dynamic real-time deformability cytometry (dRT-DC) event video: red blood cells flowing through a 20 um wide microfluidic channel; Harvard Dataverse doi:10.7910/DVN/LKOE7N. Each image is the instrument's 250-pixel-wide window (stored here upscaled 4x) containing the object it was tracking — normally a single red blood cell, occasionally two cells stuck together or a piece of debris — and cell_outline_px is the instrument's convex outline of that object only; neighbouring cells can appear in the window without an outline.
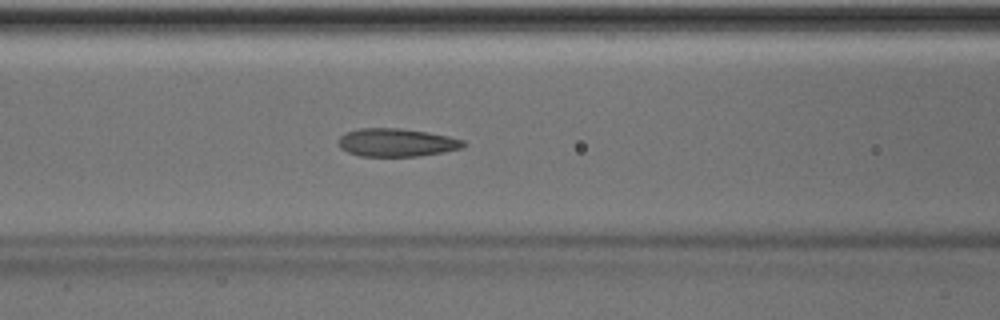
{"species": "Egyptian fruit bat (a non-hibernating species)", "species_latin": "Rousettus aegyptiacus", "temperature_condition": "room temperature", "stored_images_in_passage": 40, "camera_frame_rate_fps": 3000, "um_per_image_px": 0.085, "animal": {"sex": "male"}, "frame": {"image": 1, "passage_image": 11, "time_ms": 3.333, "image_size_px": [1000, 320], "cell_outline_px": [[468, 144], [460, 148], [444, 152], [416, 156], [360, 156], [348, 152], [340, 148], [340, 136], [348, 132], [360, 128], [400, 128], [428, 132], [448, 136], [464, 140]], "centroid_in_image_um": [33.74, 12.11], "position_along_channel_um": 132.9, "area_um2": 20.35}}
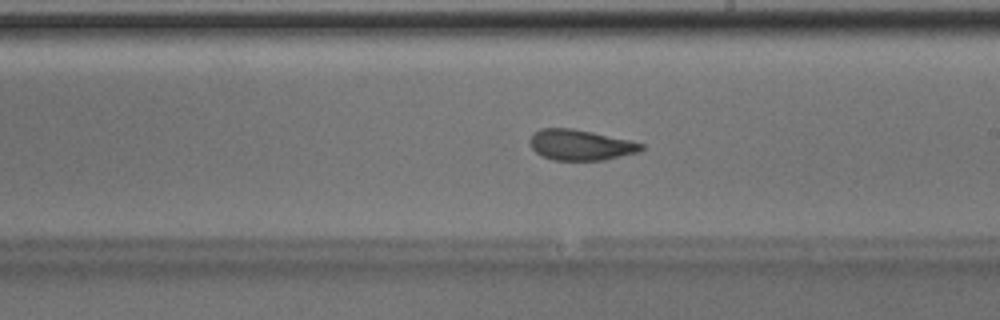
{"frame": {"image": 2, "passage_image": 19, "time_ms": 6.0, "image_size_px": [1000, 320], "cell_outline_px": [[644, 148], [640, 152], [604, 160], [552, 160], [540, 156], [532, 148], [528, 140], [532, 132], [540, 128], [572, 128], [632, 140], [644, 144]], "centroid_in_image_um": [49.33, 12.32], "position_along_channel_um": 239.7, "area_um2": 20.23}}
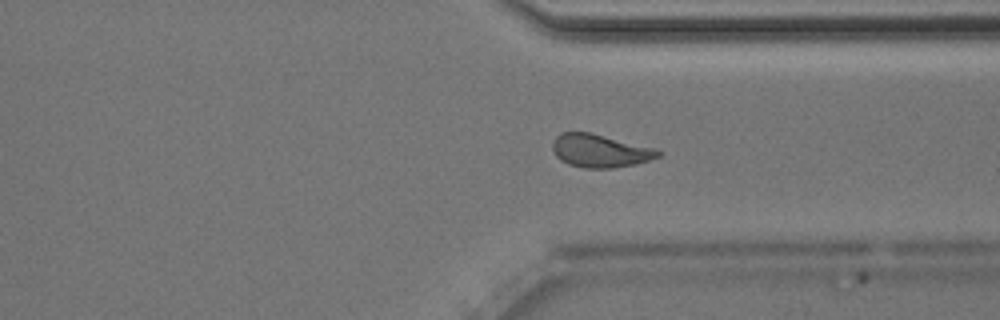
{"frame": {"image": 3, "passage_image": 28, "time_ms": 9.0, "image_size_px": [1000, 320], "cell_outline_px": [[660, 156], [636, 164], [612, 168], [584, 168], [568, 164], [560, 160], [556, 156], [552, 148], [552, 140], [560, 132], [592, 132], [656, 148], [660, 152]], "centroid_in_image_um": [50.97, 12.8], "position_along_channel_um": 360.4, "area_um2": 20.58}, "authors_computed_cell_mechanics": {"area_um2": 20.3745, "velocity_mm_per_s": 4.0186, "shape_relaxation_time_tau1_ms": 8.4529, "shape_relaxation_time_tau2_ms": 1.5353, "deformation_change_tau1": 0.1897, "deformation_change_tau2": 0.0793}}